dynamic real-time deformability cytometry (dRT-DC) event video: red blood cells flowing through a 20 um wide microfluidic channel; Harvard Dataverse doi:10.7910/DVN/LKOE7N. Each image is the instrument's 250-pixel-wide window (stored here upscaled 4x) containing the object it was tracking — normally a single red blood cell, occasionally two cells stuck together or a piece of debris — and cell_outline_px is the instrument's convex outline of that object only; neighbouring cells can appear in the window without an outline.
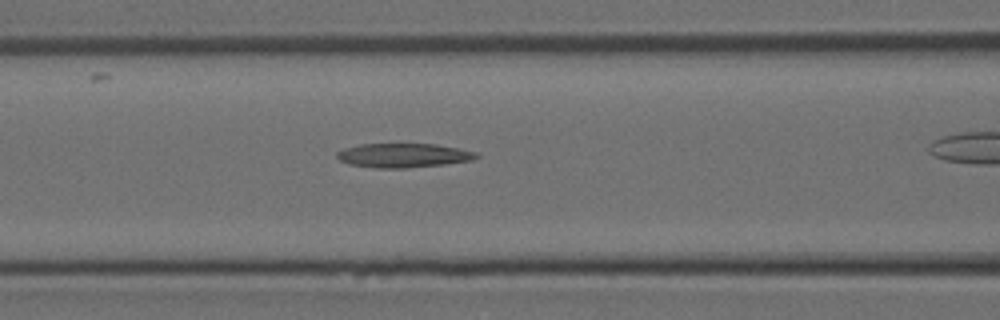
{"species": "Egyptian fruit bat (a non-hibernating species)", "species_latin": "Rousettus aegyptiacus", "temperature_condition": "room temperature", "stored_images_in_passage": 27, "camera_frame_rate_fps": 3000, "um_per_image_px": 0.085, "animal": {"sex": "female"}, "frame": {"image": 1, "passage_image": 10, "time_ms": 3.0, "image_size_px": [1000, 320], "cell_outline_px": [[480, 156], [472, 160], [444, 164], [404, 168], [376, 168], [348, 164], [340, 160], [336, 156], [336, 152], [344, 148], [360, 144], [436, 144], [476, 152]], "centroid_in_image_um": [34.25, 13.21], "position_along_channel_um": 132.3, "area_um2": 19.54}}